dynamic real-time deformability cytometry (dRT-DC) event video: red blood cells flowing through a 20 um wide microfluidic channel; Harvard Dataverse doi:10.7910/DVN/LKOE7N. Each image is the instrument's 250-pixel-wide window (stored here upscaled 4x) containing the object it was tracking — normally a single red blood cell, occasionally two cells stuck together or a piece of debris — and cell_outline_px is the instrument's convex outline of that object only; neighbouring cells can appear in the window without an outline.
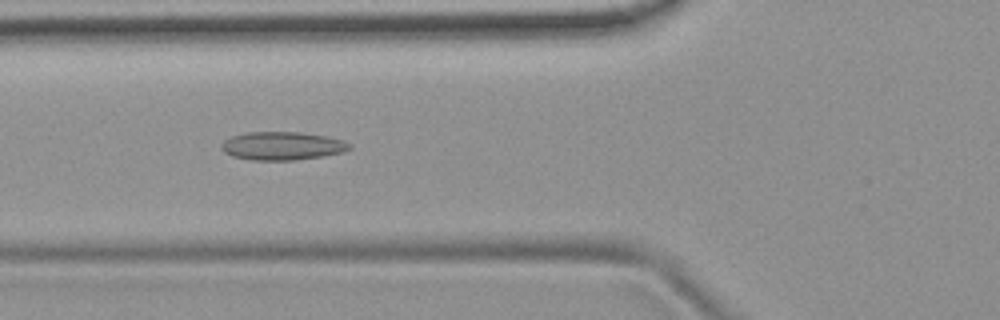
{"species": "common noctule bat (a hibernating species)", "species_latin": "Nyctalus noctula", "temperature_condition": "room temperature", "stored_images_in_passage": 38, "camera_frame_rate_fps": 3000, "um_per_image_px": 0.085, "animal": {"sex": "female", "body_mass_g": 19.9}, "frame": {"image": 1, "passage_image": 5, "time_ms": 1.333, "image_size_px": [1000, 320], "cell_outline_px": [[352, 148], [344, 152], [324, 156], [292, 160], [248, 160], [232, 156], [224, 152], [220, 148], [220, 144], [224, 140], [232, 136], [248, 132], [300, 132], [328, 136], [344, 140], [352, 144]], "centroid_in_image_um": [24.01, 12.4], "position_along_channel_um": 101.8, "area_um2": 21.39}}
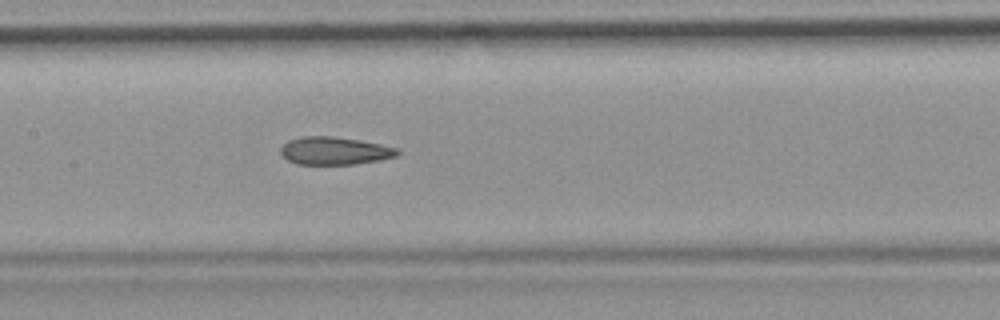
{"frame": {"image": 2, "passage_image": 11, "time_ms": 3.333, "image_size_px": [1000, 320], "cell_outline_px": [[400, 152], [396, 156], [380, 160], [356, 164], [296, 164], [288, 160], [280, 152], [280, 148], [288, 140], [300, 136], [332, 136], [380, 144], [400, 148]], "centroid_in_image_um": [28.44, 12.82], "position_along_channel_um": 179.0, "area_um2": 18.9}}
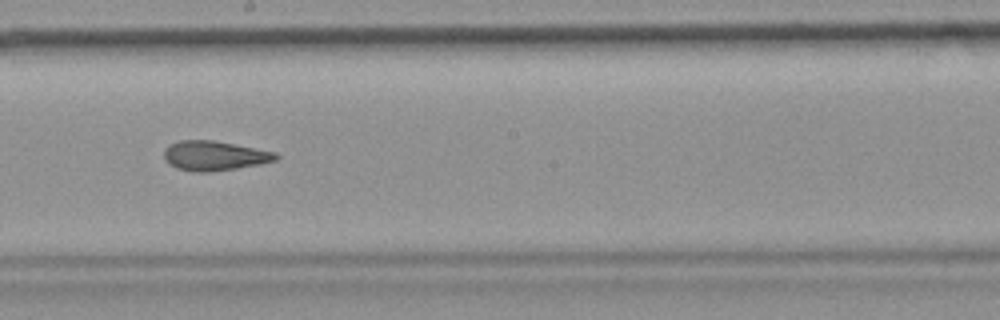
{"frame": {"image": 3, "passage_image": 15, "time_ms": 4.667, "image_size_px": [1000, 320], "cell_outline_px": [[280, 156], [276, 160], [260, 164], [236, 168], [208, 172], [192, 172], [176, 168], [168, 164], [164, 160], [164, 148], [180, 140], [212, 140], [276, 152]], "centroid_in_image_um": [18.2, 13.24], "position_along_channel_um": 230.0, "area_um2": 19.31}, "authors_computed_cell_mechanics": {"area_um2": 19.5075, "velocity_mm_per_s": 3.8524, "shape_relaxation_time_tau1_ms": null, "shape_relaxation_time_tau2_ms": 3.3091, "deformation_change_tau1": null, "deformation_change_tau2": 0.1147}}